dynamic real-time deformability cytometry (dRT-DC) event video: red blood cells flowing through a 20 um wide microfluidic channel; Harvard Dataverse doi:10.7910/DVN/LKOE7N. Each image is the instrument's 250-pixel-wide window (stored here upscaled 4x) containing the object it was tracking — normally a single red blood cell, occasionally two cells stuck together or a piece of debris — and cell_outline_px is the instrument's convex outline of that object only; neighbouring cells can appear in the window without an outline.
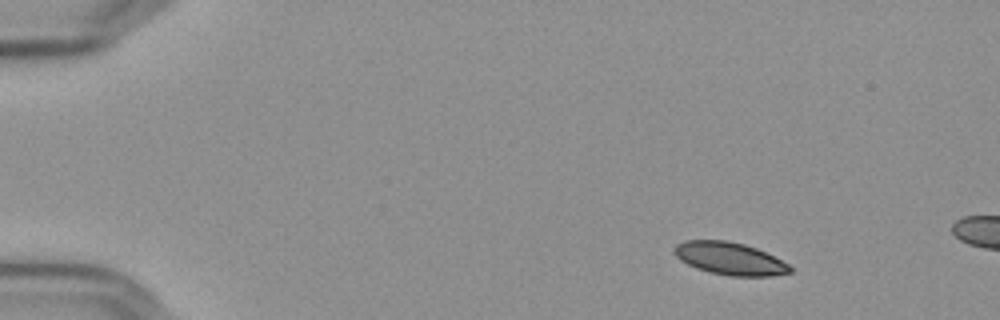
{"species": "Egyptian fruit bat (a non-hibernating species)", "species_latin": "Rousettus aegyptiacus", "temperature_condition": "cold", "stored_images_in_passage": 14, "camera_frame_rate_fps": 3000, "um_per_image_px": 0.085, "frame": {"image": 1, "passage_image": 7, "time_ms": 2.0, "image_size_px": [1000, 320], "cell_outline_px": [[792, 272], [772, 276], [732, 276], [712, 272], [696, 268], [680, 260], [672, 252], [672, 248], [676, 244], [684, 240], [728, 240], [744, 244], [756, 248], [788, 264], [792, 268]], "centroid_in_image_um": [61.98, 21.96], "position_along_channel_um": 23.0, "area_um2": 21.91}}